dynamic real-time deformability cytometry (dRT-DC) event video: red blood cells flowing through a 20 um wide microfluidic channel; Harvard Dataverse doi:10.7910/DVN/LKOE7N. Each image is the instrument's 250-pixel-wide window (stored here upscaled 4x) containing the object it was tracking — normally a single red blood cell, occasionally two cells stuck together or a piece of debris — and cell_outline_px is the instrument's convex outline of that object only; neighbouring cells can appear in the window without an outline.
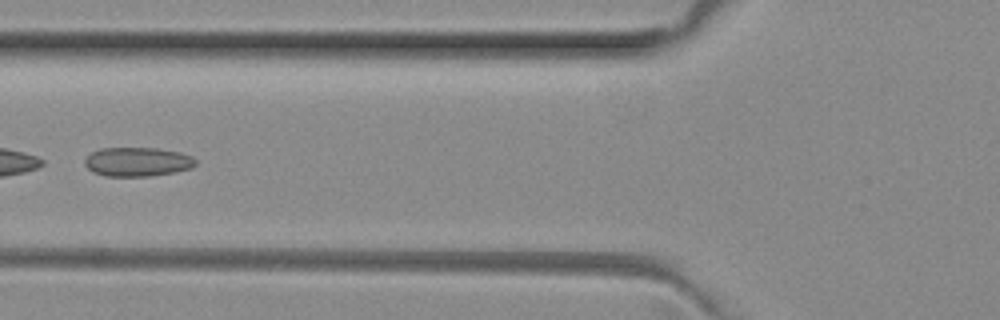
{"species": "common noctule bat (a hibernating species)", "species_latin": "Nyctalus noctula", "temperature_condition": "room temperature", "stored_images_in_passage": 3, "camera_frame_rate_fps": 3000, "um_per_image_px": 0.085, "animal": {"sex": "female", "body_mass_g": 29.2, "forearm_length_mm": 56.3}, "frame": {"image": 1, "passage_image": 3, "time_ms": 0.667, "image_size_px": [1000, 320], "cell_outline_px": [[196, 164], [192, 168], [176, 172], [152, 176], [104, 176], [92, 172], [84, 164], [84, 160], [92, 152], [100, 148], [156, 148], [180, 152], [192, 156], [196, 160]], "centroid_in_image_um": [11.69, 13.76], "position_along_channel_um": 114.1, "area_um2": 18.96}}